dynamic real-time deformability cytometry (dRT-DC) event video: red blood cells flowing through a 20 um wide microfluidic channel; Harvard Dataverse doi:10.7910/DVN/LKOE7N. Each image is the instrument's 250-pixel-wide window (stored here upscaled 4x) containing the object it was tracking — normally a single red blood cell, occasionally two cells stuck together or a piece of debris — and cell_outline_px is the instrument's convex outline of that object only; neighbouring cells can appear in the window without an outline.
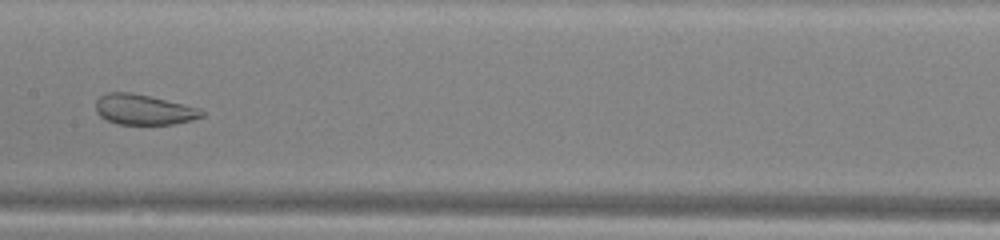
{"species": "common noctule bat (a hibernating species)", "species_latin": "Nyctalus noctula", "temperature_condition": "warm", "stored_images_in_passage": 45, "camera_frame_rate_fps": 3000, "um_per_image_px": 0.085, "animal": {"sex": "male", "body_mass_g": 13.0, "forearm_length_mm": 53.1}, "frame": {"image": 1, "passage_image": 20, "time_ms": 6.333, "image_size_px": [1000, 240], "cell_outline_px": [[204, 116], [192, 120], [172, 124], [116, 124], [100, 116], [96, 112], [96, 100], [100, 96], [108, 92], [132, 92], [200, 108], [204, 112]], "centroid_in_image_um": [12.2, 9.31], "position_along_channel_um": 195.2, "area_um2": 18.67}, "authors_computed_cell_mechanics": {"area_um2": 27.9174, "velocity_mm_per_s": 4.0238, "shape_relaxation_time_tau1_ms": null, "shape_relaxation_time_tau2_ms": 0.9767, "deformation_change_tau1": null, "deformation_change_tau2": 0.0749}}